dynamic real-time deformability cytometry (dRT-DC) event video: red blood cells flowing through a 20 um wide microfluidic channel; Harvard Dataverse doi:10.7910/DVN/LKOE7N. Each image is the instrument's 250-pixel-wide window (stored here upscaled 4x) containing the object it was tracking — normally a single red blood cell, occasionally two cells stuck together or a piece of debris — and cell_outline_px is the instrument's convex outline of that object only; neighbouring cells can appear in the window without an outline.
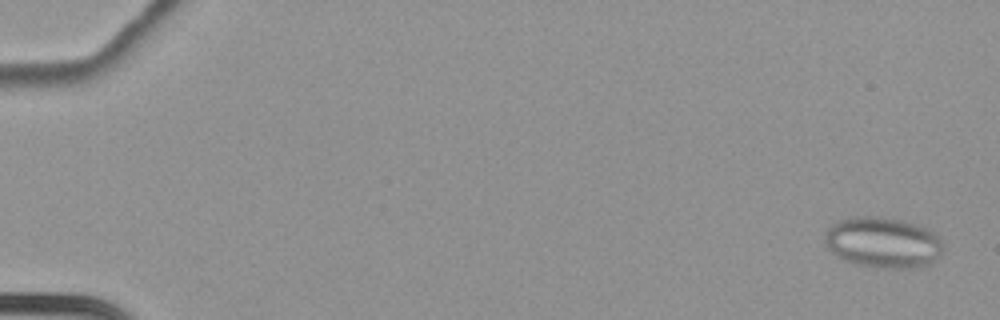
{"species": "common noctule bat (a hibernating species)", "species_latin": "Nyctalus noctula", "temperature_condition": "cold", "stored_images_in_passage": 67, "camera_frame_rate_fps": 3000, "um_per_image_px": 0.085, "animal": {"sex": "female", "body_mass_g": 22.7, "forearm_length_mm": 54.2}, "frame": {"image": 1, "passage_image": 4, "time_ms": 1.0, "image_size_px": [1000, 320], "cell_outline_px": [[944, 252], [936, 260], [928, 264], [912, 268], [892, 268], [856, 264], [844, 260], [832, 252], [824, 244], [824, 236], [828, 228], [836, 220], [848, 216], [880, 216], [904, 220], [928, 228], [944, 244]], "centroid_in_image_um": [75.04, 20.58], "position_along_channel_um": 10.0, "area_um2": 35.43}}
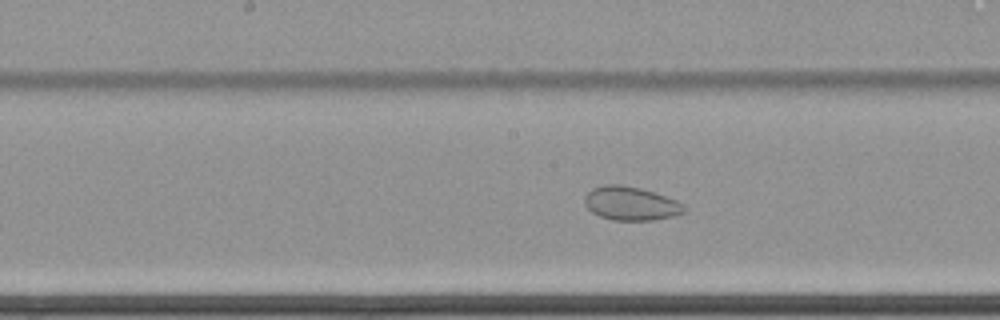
{"frame": {"image": 2, "passage_image": 39, "time_ms": 12.667, "image_size_px": [1000, 320], "cell_outline_px": [[688, 208], [684, 212], [672, 216], [652, 220], [612, 220], [600, 216], [592, 212], [584, 204], [584, 196], [592, 188], [604, 184], [620, 184], [640, 188], [676, 200], [684, 204]], "centroid_in_image_um": [53.6, 17.29], "position_along_channel_um": 194.6, "area_um2": 19.54}}
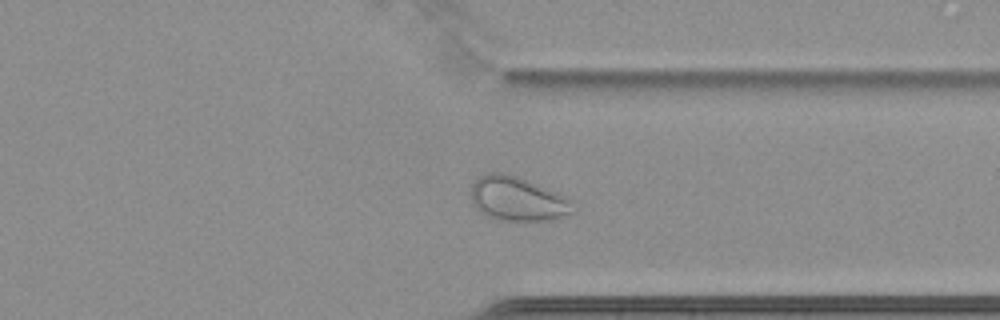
{"frame": {"image": 3, "passage_image": 54, "time_ms": 17.667, "image_size_px": [1000, 320], "cell_outline_px": [[576, 212], [552, 220], [500, 220], [484, 216], [476, 208], [472, 200], [472, 184], [480, 176], [488, 172], [504, 172], [516, 176], [556, 192], [572, 200], [576, 204]], "centroid_in_image_um": [44.02, 16.92], "position_along_channel_um": 367.4, "area_um2": 26.36}, "authors_computed_cell_mechanics": {"area_um2": 29.9404, "velocity_mm_per_s": 3.4371, "shape_relaxation_time_tau1_ms": null, "shape_relaxation_time_tau2_ms": 2.1069, "deformation_change_tau1": null, "deformation_change_tau2": 0.0493}}